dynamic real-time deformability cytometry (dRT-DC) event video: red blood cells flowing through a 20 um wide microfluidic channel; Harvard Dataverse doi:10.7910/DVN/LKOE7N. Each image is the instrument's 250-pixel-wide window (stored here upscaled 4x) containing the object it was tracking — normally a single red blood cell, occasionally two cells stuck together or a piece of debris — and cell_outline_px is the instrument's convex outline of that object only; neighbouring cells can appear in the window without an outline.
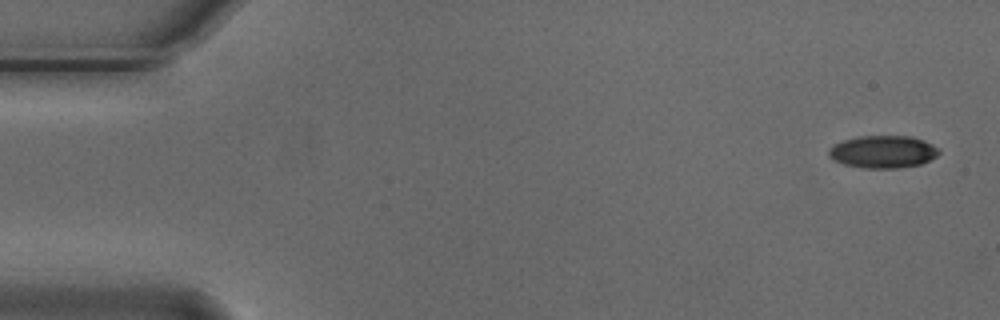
{"species": "Egyptian fruit bat (a non-hibernating species)", "species_latin": "Rousettus aegyptiacus", "temperature_condition": "cold", "stored_images_in_passage": 5, "camera_frame_rate_fps": 3000, "um_per_image_px": 0.085, "animal": {"sex": "male"}, "frame": {"image": 1, "passage_image": 1, "time_ms": 0.0, "image_size_px": [1000, 320], "cell_outline_px": [[940, 152], [936, 156], [920, 164], [900, 168], [864, 168], [844, 164], [832, 160], [828, 156], [828, 152], [836, 144], [844, 140], [860, 136], [912, 136], [924, 140], [940, 148]], "centroid_in_image_um": [75.08, 12.9], "position_along_channel_um": 9.9, "area_um2": 20.81}}
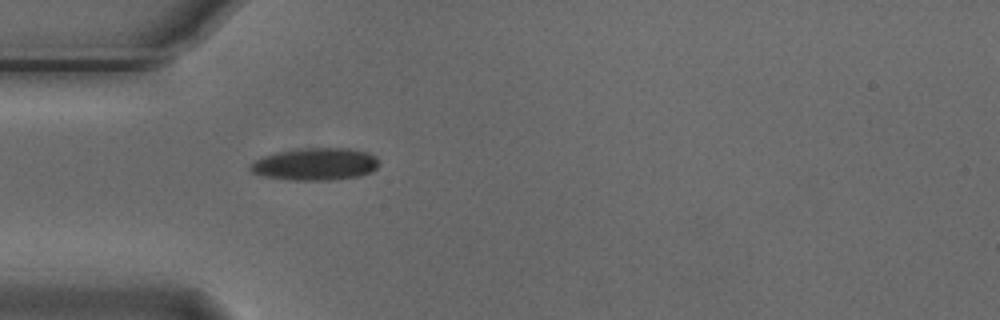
{"frame": {"image": 2, "passage_image": 5, "time_ms": 1.333, "image_size_px": [1000, 320], "cell_outline_px": [[380, 164], [372, 172], [360, 176], [332, 180], [288, 180], [264, 176], [252, 172], [248, 168], [248, 164], [264, 156], [276, 152], [296, 148], [348, 148], [368, 152], [376, 156], [380, 160]], "centroid_in_image_um": [26.82, 13.95], "position_along_channel_um": 58.2, "area_um2": 24.62}}